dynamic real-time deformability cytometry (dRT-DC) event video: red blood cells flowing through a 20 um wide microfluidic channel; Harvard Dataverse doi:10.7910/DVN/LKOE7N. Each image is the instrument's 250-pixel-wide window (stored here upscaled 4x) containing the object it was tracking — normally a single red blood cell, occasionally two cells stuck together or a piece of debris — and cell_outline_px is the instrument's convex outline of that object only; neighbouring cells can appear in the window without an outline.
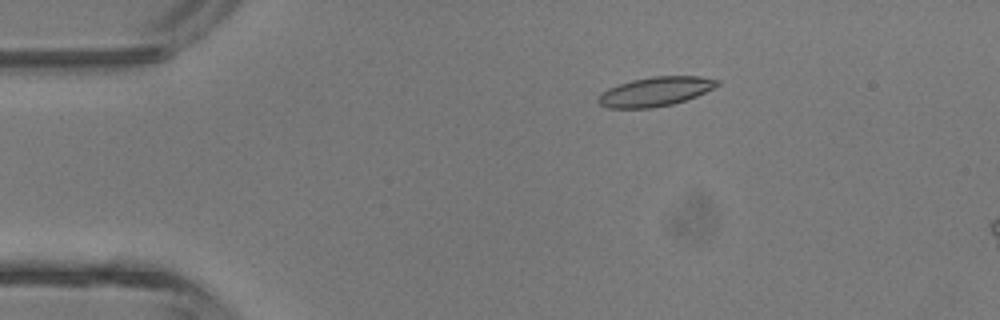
{"species": "common noctule bat (a hibernating species)", "species_latin": "Nyctalus noctula", "temperature_condition": "room temperature", "stored_images_in_passage": 3, "camera_frame_rate_fps": 3000, "um_per_image_px": 0.085, "animal": {"sex": "male", "body_mass_g": 13.3}, "frame": {"image": 1, "passage_image": 1, "time_ms": 0.0, "image_size_px": [1000, 320], "cell_outline_px": [[720, 84], [696, 96], [672, 104], [652, 108], [608, 108], [600, 104], [596, 100], [600, 92], [608, 88], [632, 80], [652, 76], [700, 76], [720, 80]], "centroid_in_image_um": [55.68, 7.78], "position_along_channel_um": 29.3, "area_um2": 20.23}}